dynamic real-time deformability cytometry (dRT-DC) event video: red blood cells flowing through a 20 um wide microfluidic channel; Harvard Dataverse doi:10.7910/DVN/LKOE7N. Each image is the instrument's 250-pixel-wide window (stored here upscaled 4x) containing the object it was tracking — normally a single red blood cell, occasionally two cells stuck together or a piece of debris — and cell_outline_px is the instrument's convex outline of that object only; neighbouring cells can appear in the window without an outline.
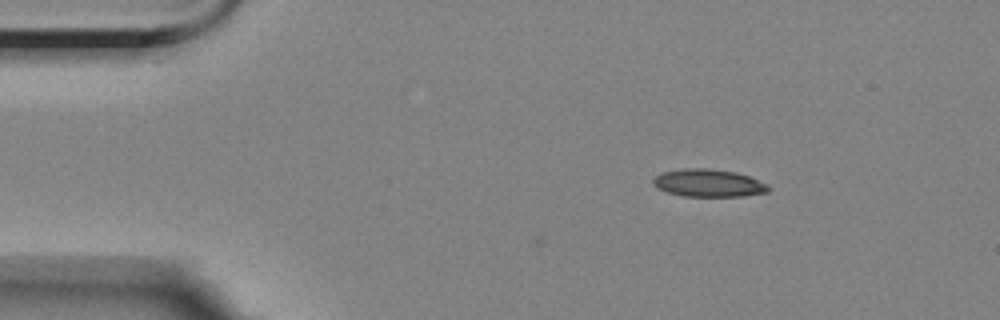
{"species": "Egyptian fruit bat (a non-hibernating species)", "species_latin": "Rousettus aegyptiacus", "temperature_condition": "room temperature", "stored_images_in_passage": 3, "camera_frame_rate_fps": 3000, "um_per_image_px": 0.085, "animal": {"sex": "female"}, "frame": {"image": 1, "passage_image": 1, "time_ms": 0.0, "image_size_px": [1000, 320], "cell_outline_px": [[768, 192], [744, 196], [684, 196], [668, 192], [656, 188], [652, 184], [652, 180], [656, 176], [664, 172], [684, 168], [708, 168], [736, 172], [748, 176], [768, 184]], "centroid_in_image_um": [60.21, 15.56], "position_along_channel_um": 24.8, "area_um2": 18.5}}